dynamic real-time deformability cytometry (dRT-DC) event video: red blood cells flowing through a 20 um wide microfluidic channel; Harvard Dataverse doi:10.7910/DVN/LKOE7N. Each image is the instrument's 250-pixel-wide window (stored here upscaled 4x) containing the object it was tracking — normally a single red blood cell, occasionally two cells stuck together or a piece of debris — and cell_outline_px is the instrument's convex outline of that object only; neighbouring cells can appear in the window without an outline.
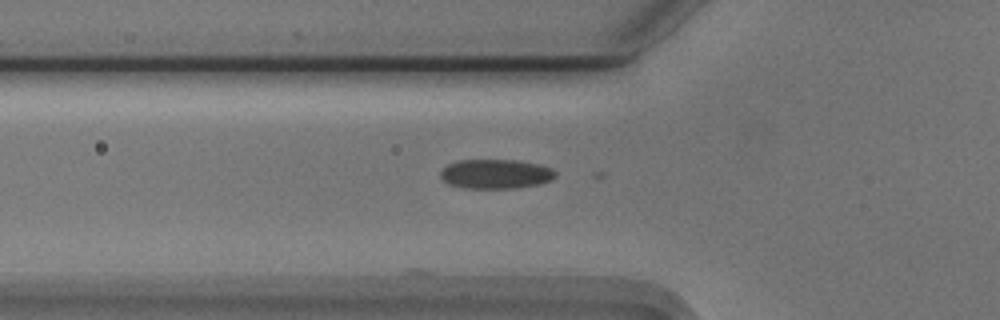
{"species": "Egyptian fruit bat (a non-hibernating species)", "species_latin": "Rousettus aegyptiacus", "temperature_condition": "cold", "stored_images_in_passage": 3, "camera_frame_rate_fps": 3000, "um_per_image_px": 0.085, "animal": {"sex": "male"}, "frame": {"image": 1, "passage_image": 3, "time_ms": 0.667, "image_size_px": [1000, 320], "cell_outline_px": [[556, 176], [540, 184], [512, 188], [464, 188], [448, 184], [440, 176], [440, 172], [448, 164], [456, 160], [520, 160], [540, 164], [552, 168], [556, 172]], "centroid_in_image_um": [42.13, 14.77], "position_along_channel_um": 83.7, "area_um2": 19.77}}